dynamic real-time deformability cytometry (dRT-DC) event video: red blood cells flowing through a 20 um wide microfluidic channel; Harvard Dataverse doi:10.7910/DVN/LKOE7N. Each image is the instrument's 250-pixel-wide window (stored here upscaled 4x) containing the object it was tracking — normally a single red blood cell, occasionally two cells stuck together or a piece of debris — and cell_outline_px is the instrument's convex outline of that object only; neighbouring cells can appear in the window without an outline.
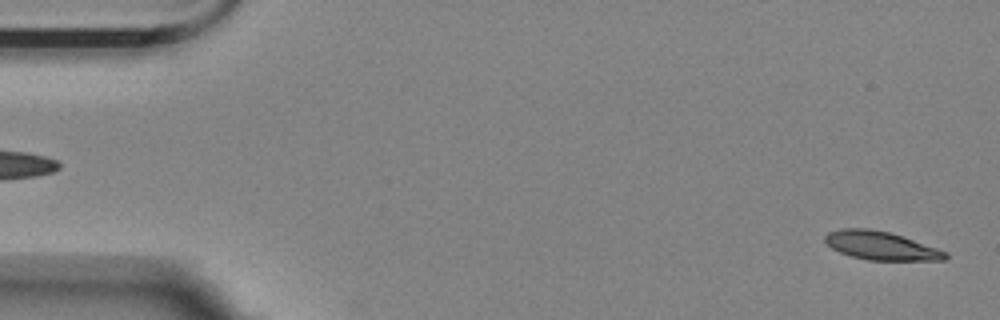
{"species": "Egyptian fruit bat (a non-hibernating species)", "species_latin": "Rousettus aegyptiacus", "temperature_condition": "room temperature", "stored_images_in_passage": 5, "segment_of_instrument_passage": [2, 2], "camera_frame_rate_fps": 3000, "um_per_image_px": 0.085, "animal": {"sex": "female"}, "frame": {"image": 1, "passage_image": 5, "time_ms": 1.333, "image_size_px": [1000, 320], "cell_outline_px": [[948, 256], [944, 260], [868, 260], [852, 256], [840, 252], [832, 248], [824, 240], [824, 236], [828, 232], [840, 228], [868, 228], [888, 232], [948, 252]], "centroid_in_image_um": [74.84, 20.88], "position_along_channel_um": 10.2, "area_um2": 19.65}}